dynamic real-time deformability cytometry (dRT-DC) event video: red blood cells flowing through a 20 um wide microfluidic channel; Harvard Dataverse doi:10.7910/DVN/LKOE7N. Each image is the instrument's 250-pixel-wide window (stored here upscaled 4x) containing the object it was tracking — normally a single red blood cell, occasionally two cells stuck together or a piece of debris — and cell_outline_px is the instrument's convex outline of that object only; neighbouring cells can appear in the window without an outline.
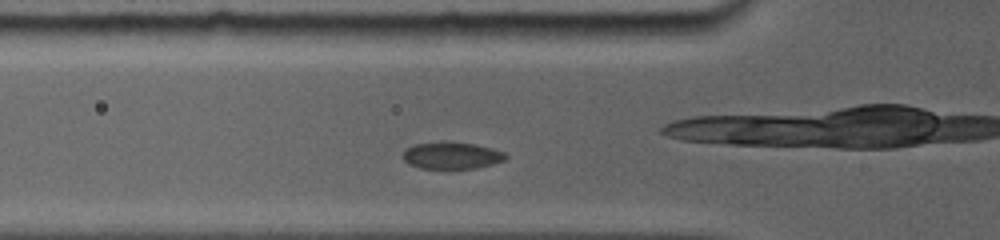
{"species": "common noctule bat (a hibernating species)", "species_latin": "Nyctalus noctula", "temperature_condition": "room temperature", "stored_images_in_passage": 33, "camera_frame_rate_fps": 5000, "um_per_image_px": 0.085, "animal": {"sex": "female", "body_mass_g": 19.0, "forearm_length_mm": 56.7}, "frame": {"image": 1, "passage_image": 2, "time_ms": 0.2, "image_size_px": [1000, 240], "cell_outline_px": [[508, 156], [504, 160], [492, 164], [476, 168], [420, 168], [408, 164], [400, 156], [404, 148], [416, 144], [440, 140], [444, 140], [476, 144], [492, 148], [504, 152]], "centroid_in_image_um": [38.33, 13.19], "position_along_channel_um": 87.5, "area_um2": 16.53}}
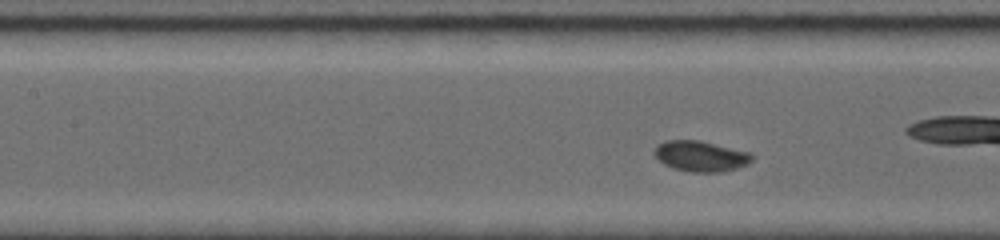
{"frame": {"image": 2, "passage_image": 11, "time_ms": 1.8, "image_size_px": [1000, 240], "cell_outline_px": [[756, 156], [748, 164], [724, 172], [688, 172], [672, 168], [664, 164], [652, 152], [656, 144], [668, 140], [700, 140], [752, 152]], "centroid_in_image_um": [59.59, 13.27], "position_along_channel_um": 147.8, "area_um2": 17.8}}
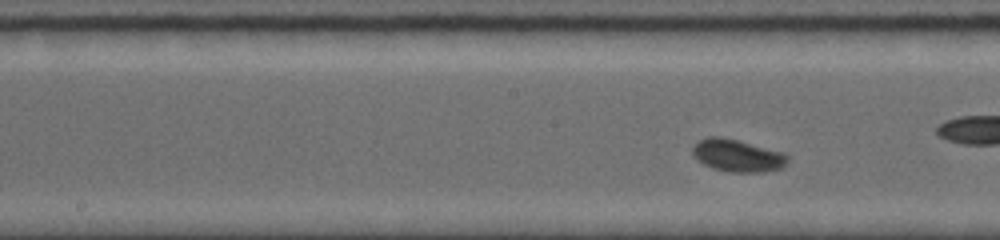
{"frame": {"image": 3, "passage_image": 14, "time_ms": 2.8, "image_size_px": [1000, 240], "cell_outline_px": [[788, 160], [780, 168], [764, 172], [728, 172], [712, 168], [696, 160], [692, 152], [692, 148], [700, 140], [708, 136], [720, 136], [784, 152], [788, 156]], "centroid_in_image_um": [62.66, 13.23], "position_along_channel_um": 185.5, "area_um2": 17.86}}